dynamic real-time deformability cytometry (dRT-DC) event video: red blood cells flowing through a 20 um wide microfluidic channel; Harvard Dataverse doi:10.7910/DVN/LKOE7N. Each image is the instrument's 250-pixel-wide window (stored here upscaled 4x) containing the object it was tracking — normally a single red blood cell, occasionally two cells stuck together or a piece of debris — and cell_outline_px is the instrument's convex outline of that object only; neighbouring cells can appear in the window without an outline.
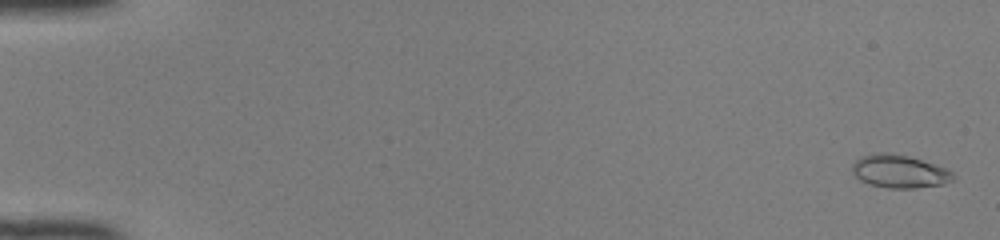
{"species": "common noctule bat (a hibernating species)", "species_latin": "Nyctalus noctula", "temperature_condition": "room temperature", "stored_images_in_passage": 50, "camera_frame_rate_fps": 3000, "um_per_image_px": 0.085, "animal": {"sex": "female", "body_mass_g": 22.0, "forearm_length_mm": 56.7}, "frame": {"image": 1, "passage_image": 2, "time_ms": 0.333, "image_size_px": [1000, 240], "cell_outline_px": [[956, 176], [952, 180], [944, 184], [916, 188], [888, 188], [872, 184], [860, 180], [852, 172], [852, 164], [860, 156], [872, 152], [892, 152], [908, 156], [944, 168], [952, 172]], "centroid_in_image_um": [76.42, 14.55], "position_along_channel_um": 8.6, "area_um2": 19.42}}
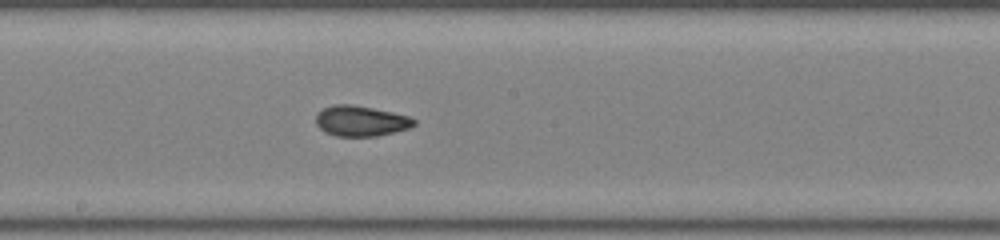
{"frame": {"image": 2, "passage_image": 29, "time_ms": 9.333, "image_size_px": [1000, 240], "cell_outline_px": [[416, 124], [408, 128], [376, 136], [336, 136], [324, 132], [316, 124], [316, 116], [324, 108], [332, 104], [352, 104], [392, 112], [408, 116], [416, 120]], "centroid_in_image_um": [30.65, 10.28], "position_along_channel_um": 217.5, "area_um2": 17.28}}
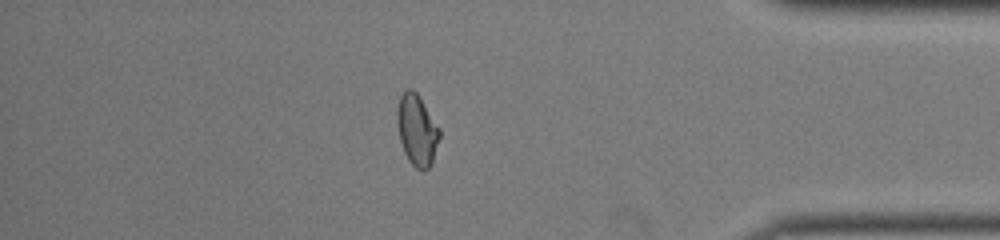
{"frame": {"image": 3, "passage_image": 44, "time_ms": 14.333, "image_size_px": [1000, 240], "cell_outline_px": [[440, 136], [432, 164], [424, 172], [416, 168], [408, 160], [404, 152], [400, 140], [396, 124], [396, 108], [400, 96], [408, 88], [412, 88], [416, 92], [440, 128]], "centroid_in_image_um": [35.43, 11.07], "position_along_channel_um": 399.8, "area_um2": 17.74}, "authors_computed_cell_mechanics": {"area_um2": 17.5712, "velocity_mm_per_s": 4.1622, "shape_relaxation_time_tau1_ms": 10.0416, "shape_relaxation_time_tau2_ms": 1.2291, "deformation_change_tau1": 0.2503, "deformation_change_tau2": 0.0679}}